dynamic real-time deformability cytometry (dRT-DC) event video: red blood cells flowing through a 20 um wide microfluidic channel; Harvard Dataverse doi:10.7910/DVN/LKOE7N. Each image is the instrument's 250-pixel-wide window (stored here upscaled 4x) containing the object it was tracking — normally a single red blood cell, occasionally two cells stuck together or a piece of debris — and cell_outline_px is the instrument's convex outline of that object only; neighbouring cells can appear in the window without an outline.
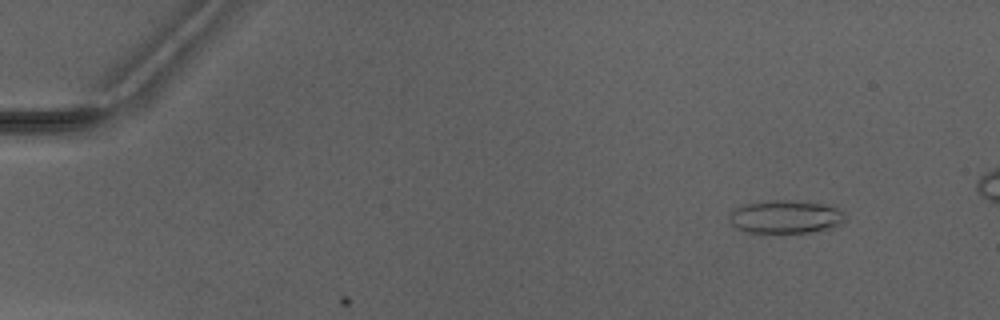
{"species": "Egyptian fruit bat (a non-hibernating species)", "species_latin": "Rousettus aegyptiacus", "temperature_condition": "warm", "stored_images_in_passage": 4, "camera_frame_rate_fps": 3000, "um_per_image_px": 0.085, "animal": {"sex": "male"}, "frame": {"image": 1, "passage_image": 1, "time_ms": 0.0, "image_size_px": [1000, 320], "cell_outline_px": [[844, 220], [840, 224], [832, 228], [808, 232], [748, 232], [736, 228], [728, 220], [728, 216], [736, 208], [744, 204], [776, 200], [784, 200], [820, 204], [840, 208], [844, 212]], "centroid_in_image_um": [66.76, 18.43], "position_along_channel_um": 18.2, "area_um2": 22.02}}